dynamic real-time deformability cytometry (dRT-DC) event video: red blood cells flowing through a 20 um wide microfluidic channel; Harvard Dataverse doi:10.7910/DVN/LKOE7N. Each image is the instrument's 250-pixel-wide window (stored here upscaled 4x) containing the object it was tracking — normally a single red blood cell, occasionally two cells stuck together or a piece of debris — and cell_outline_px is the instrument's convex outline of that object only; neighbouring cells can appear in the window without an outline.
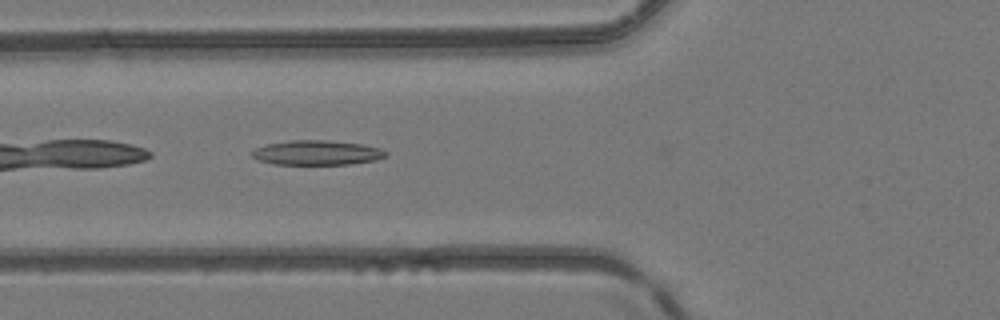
{"species": "common noctule bat (a hibernating species)", "species_latin": "Nyctalus noctula", "temperature_condition": "room temperature", "stored_images_in_passage": 5, "camera_frame_rate_fps": 3000, "um_per_image_px": 0.085, "animal": {"sex": "female", "body_mass_g": 24.6, "forearm_length_mm": 56.2}, "frame": {"image": 1, "passage_image": 5, "time_ms": 4.667, "image_size_px": [1000, 320], "cell_outline_px": [[388, 156], [376, 160], [348, 164], [272, 164], [260, 160], [252, 156], [252, 152], [256, 148], [264, 144], [292, 140], [324, 140], [360, 144], [380, 148], [388, 152]], "centroid_in_image_um": [26.95, 12.98], "position_along_channel_um": 98.9, "area_um2": 19.13}}